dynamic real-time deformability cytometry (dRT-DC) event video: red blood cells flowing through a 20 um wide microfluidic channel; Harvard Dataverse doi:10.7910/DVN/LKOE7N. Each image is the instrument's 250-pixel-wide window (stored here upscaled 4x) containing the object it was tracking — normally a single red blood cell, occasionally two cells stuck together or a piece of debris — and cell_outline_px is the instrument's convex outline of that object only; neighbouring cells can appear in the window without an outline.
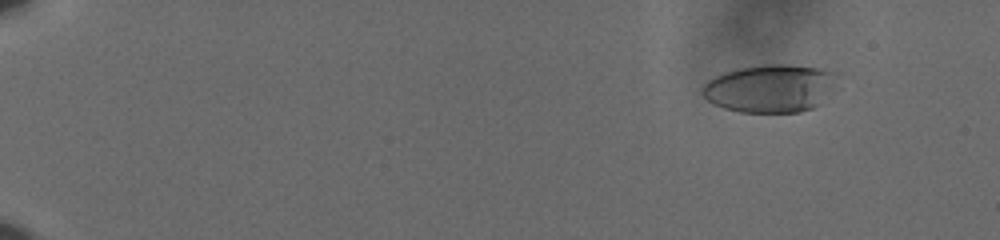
{"species": "human", "species_latin": "Homo sapiens", "temperature_condition": "cold", "stored_images_in_passage": 55, "camera_frame_rate_fps": 3000, "um_per_image_px": 0.085, "donor": {"sex": "male"}, "frame": {"image": 1, "passage_image": 2, "time_ms": 0.333, "image_size_px": [1000, 240], "cell_outline_px": [[840, 88], [836, 92], [820, 104], [812, 108], [800, 112], [740, 112], [724, 108], [712, 104], [700, 92], [700, 88], [708, 80], [716, 76], [740, 68], [760, 64], [788, 64], [816, 68], [836, 72]], "centroid_in_image_um": [65.56, 7.51], "position_along_channel_um": 19.4, "area_um2": 38.44}}
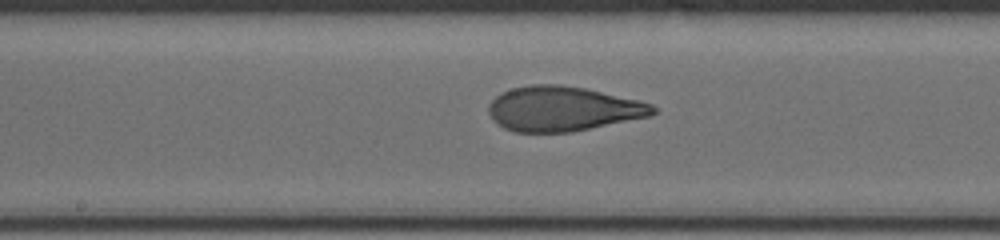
{"frame": {"image": 2, "passage_image": 30, "time_ms": 9.667, "image_size_px": [1000, 240], "cell_outline_px": [[660, 112], [652, 116], [572, 132], [516, 132], [504, 128], [488, 112], [488, 104], [496, 96], [512, 88], [532, 84], [560, 84], [584, 88], [640, 100], [652, 104]], "centroid_in_image_um": [47.91, 9.24], "position_along_channel_um": 200.3, "area_um2": 42.95}}
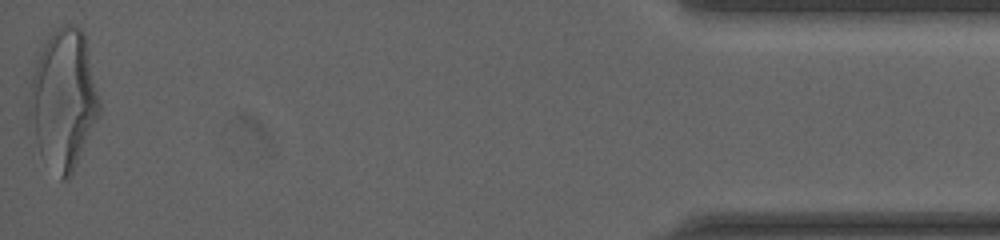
{"frame": {"image": 3, "passage_image": 55, "time_ms": 18.0, "image_size_px": [1000, 240], "cell_outline_px": [[100, 116], [72, 176], [68, 180], [60, 180], [36, 136], [28, 112], [28, 100], [32, 76], [36, 60], [44, 40], [48, 36], [64, 24], [72, 24], [80, 28], [84, 32], [100, 100]], "centroid_in_image_um": [5.44, 8.39], "position_along_channel_um": 429.8, "area_um2": 56.3}, "authors_computed_cell_mechanics": {"area_um2": 42.194, "velocity_mm_per_s": 3.6354, "shape_relaxation_time_tau1_ms": 3.7634, "shape_relaxation_time_tau2_ms": 1.1918, "deformation_change_tau1": 0.1939, "deformation_change_tau2": 0.0895}}